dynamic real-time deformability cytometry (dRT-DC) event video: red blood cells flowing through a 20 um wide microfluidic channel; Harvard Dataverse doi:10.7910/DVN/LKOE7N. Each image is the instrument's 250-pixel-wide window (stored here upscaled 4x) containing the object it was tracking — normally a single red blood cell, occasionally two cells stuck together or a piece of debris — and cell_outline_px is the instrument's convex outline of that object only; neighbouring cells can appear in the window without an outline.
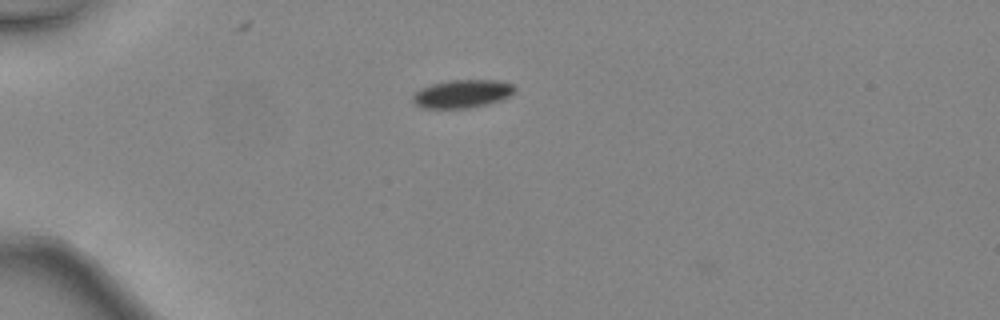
{"species": "common noctule bat (a hibernating species)", "species_latin": "Nyctalus noctula", "temperature_condition": "warm", "stored_images_in_passage": 29, "camera_frame_rate_fps": 3000, "um_per_image_px": 0.085, "animal": {"sex": "female", "body_mass_g": 24.6, "forearm_length_mm": 56.2}, "frame": {"image": 1, "passage_image": 1, "time_ms": 0.0, "image_size_px": [1000, 320], "cell_outline_px": [[516, 88], [508, 96], [500, 100], [488, 104], [468, 108], [424, 108], [416, 104], [412, 100], [412, 96], [420, 88], [432, 84], [452, 80], [496, 80], [512, 84]], "centroid_in_image_um": [39.27, 7.97], "position_along_channel_um": 45.7, "area_um2": 16.53}}
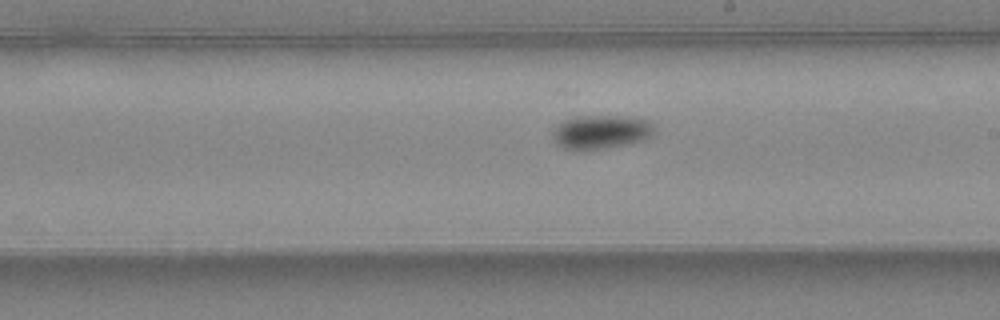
{"frame": {"image": 2, "passage_image": 16, "time_ms": 5.0, "image_size_px": [1000, 320], "cell_outline_px": [[652, 136], [644, 140], [628, 144], [608, 148], [580, 152], [572, 152], [556, 144], [552, 140], [552, 132], [564, 120], [576, 116], [624, 116], [648, 120], [652, 124]], "centroid_in_image_um": [51.03, 11.26], "position_along_channel_um": 238.0, "area_um2": 20.46}}
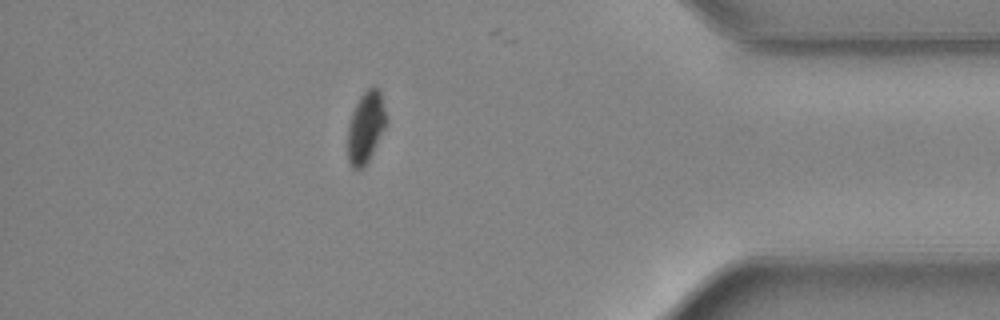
{"frame": {"image": 3, "passage_image": 29, "time_ms": 9.333, "image_size_px": [1000, 320], "cell_outline_px": [[388, 124], [364, 168], [360, 172], [356, 172], [352, 168], [348, 160], [348, 124], [352, 112], [360, 96], [368, 88], [376, 88], [380, 92], [388, 120]], "centroid_in_image_um": [31.09, 10.88], "position_along_channel_um": 404.1, "area_um2": 16.3}, "authors_computed_cell_mechanics": {"area_um2": 18.3804, "velocity_mm_per_s": 4.5624, "shape_relaxation_time_tau1_ms": 1.2793, "shape_relaxation_time_tau2_ms": null, "deformation_change_tau1": 0.0951, "deformation_change_tau2": null}}